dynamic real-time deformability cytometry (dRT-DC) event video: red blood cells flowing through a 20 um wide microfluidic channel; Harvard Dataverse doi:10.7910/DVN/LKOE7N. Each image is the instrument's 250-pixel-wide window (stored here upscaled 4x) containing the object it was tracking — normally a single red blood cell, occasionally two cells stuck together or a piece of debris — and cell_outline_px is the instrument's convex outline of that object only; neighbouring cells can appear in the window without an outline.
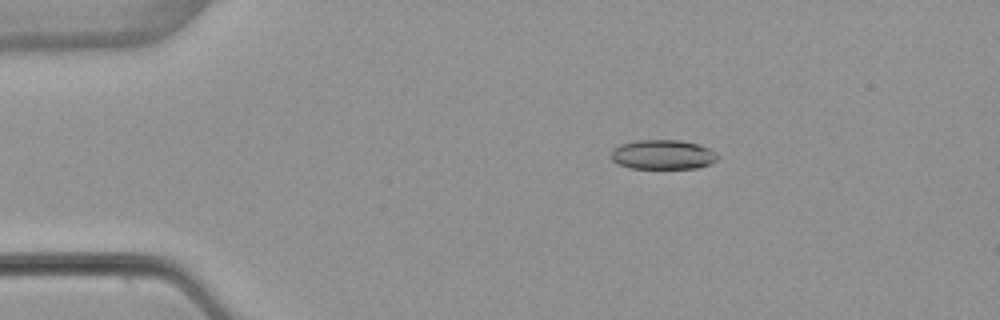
{"species": "common noctule bat (a hibernating species)", "species_latin": "Nyctalus noctula", "temperature_condition": "warm", "stored_images_in_passage": 4, "camera_frame_rate_fps": 3000, "um_per_image_px": 0.085, "animal": {"sex": "female", "body_mass_g": 22.7, "forearm_length_mm": 54.2}, "frame": {"image": 1, "passage_image": 3, "time_ms": 2.667, "image_size_px": [1000, 320], "cell_outline_px": [[720, 156], [716, 160], [700, 168], [628, 168], [616, 164], [608, 156], [612, 148], [620, 144], [636, 140], [680, 140], [696, 144], [708, 148], [716, 152]], "centroid_in_image_um": [56.27, 13.14], "position_along_channel_um": 28.7, "area_um2": 18.61}}